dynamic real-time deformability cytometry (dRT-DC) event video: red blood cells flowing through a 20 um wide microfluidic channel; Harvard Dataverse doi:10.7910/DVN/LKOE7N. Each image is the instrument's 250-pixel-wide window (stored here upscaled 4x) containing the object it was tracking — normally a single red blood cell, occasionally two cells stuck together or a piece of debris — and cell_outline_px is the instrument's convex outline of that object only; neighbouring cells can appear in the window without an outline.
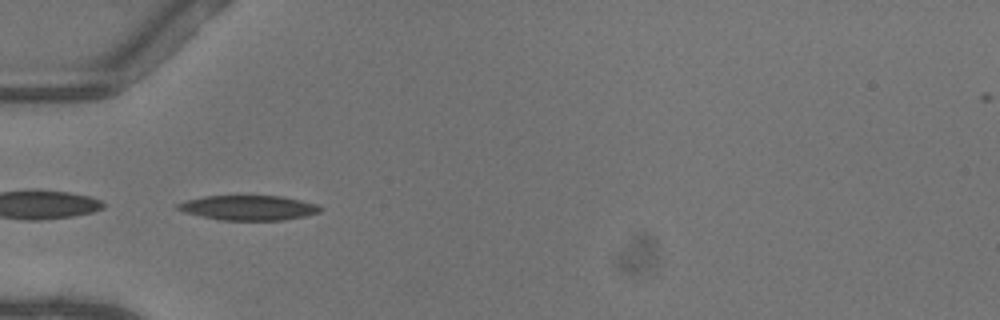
{"species": "common noctule bat (a hibernating species)", "species_latin": "Nyctalus noctula", "temperature_condition": "warm", "stored_images_in_passage": 51, "camera_frame_rate_fps": 3000, "um_per_image_px": 0.085, "animal": {"sex": "female"}, "frame": {"image": 1, "passage_image": 17, "time_ms": 5.333, "image_size_px": [1000, 320], "cell_outline_px": [[324, 208], [320, 212], [304, 216], [284, 220], [220, 220], [184, 212], [176, 208], [176, 204], [188, 200], [204, 196], [280, 196], [300, 200], [316, 204]], "centroid_in_image_um": [21.14, 17.66], "position_along_channel_um": 63.9, "area_um2": 20.46}}
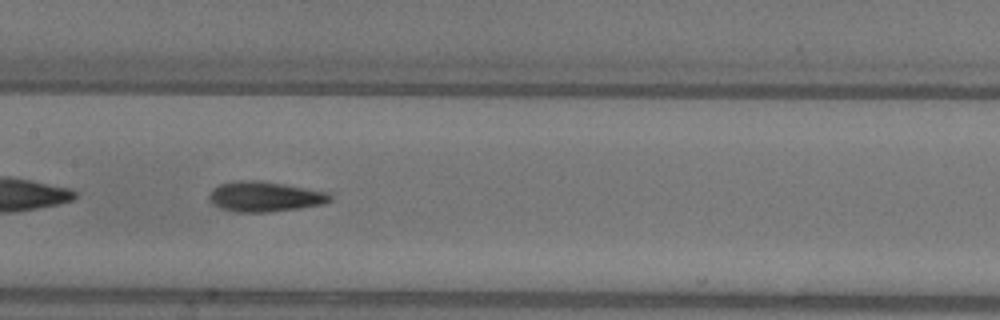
{"frame": {"image": 2, "passage_image": 26, "time_ms": 8.333, "image_size_px": [1000, 320], "cell_outline_px": [[332, 200], [324, 204], [268, 212], [236, 212], [220, 208], [212, 204], [208, 200], [208, 196], [212, 188], [220, 184], [240, 180], [256, 180], [284, 184], [328, 192], [332, 196]], "centroid_in_image_um": [22.47, 16.71], "position_along_channel_um": 184.9, "area_um2": 21.27}}
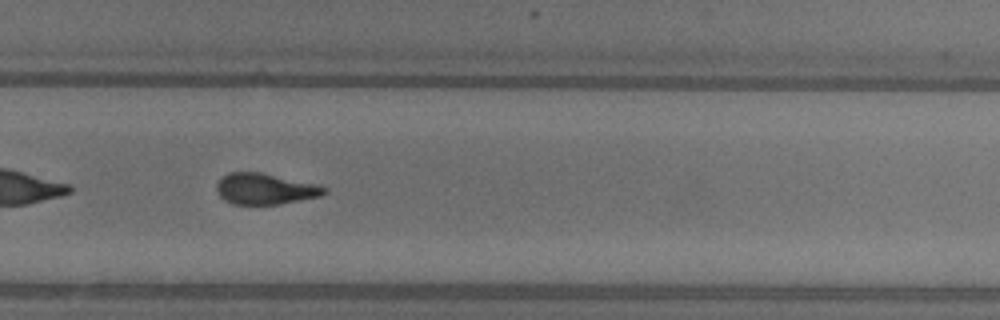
{"frame": {"image": 3, "passage_image": 35, "time_ms": 11.333, "image_size_px": [1000, 320], "cell_outline_px": [[328, 192], [320, 196], [280, 204], [232, 204], [224, 200], [216, 192], [216, 184], [228, 172], [260, 172], [312, 184], [328, 188]], "centroid_in_image_um": [22.49, 16.06], "position_along_channel_um": 307.3, "area_um2": 19.19}, "authors_computed_cell_mechanics": {"area_um2": 20.4612, "velocity_mm_per_s": 4.1063, "shape_relaxation_time_tau1_ms": 4.71, "shape_relaxation_time_tau2_ms": 1.8546, "deformation_change_tau1": 0.1903, "deformation_change_tau2": 0.0934}}